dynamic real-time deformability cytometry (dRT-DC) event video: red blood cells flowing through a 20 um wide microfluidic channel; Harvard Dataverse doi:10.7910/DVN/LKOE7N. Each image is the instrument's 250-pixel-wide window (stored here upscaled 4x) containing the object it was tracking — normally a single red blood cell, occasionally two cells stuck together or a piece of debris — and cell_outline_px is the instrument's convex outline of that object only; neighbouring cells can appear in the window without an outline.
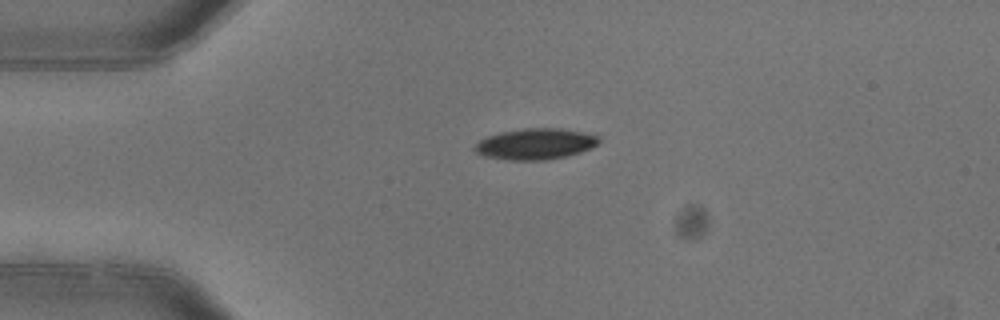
{"species": "common noctule bat (a hibernating species)", "species_latin": "Nyctalus noctula", "temperature_condition": "warm", "stored_images_in_passage": 2, "camera_frame_rate_fps": 3000, "um_per_image_px": 0.085, "animal": {"sex": "female"}, "frame": {"image": 1, "passage_image": 1, "time_ms": 0.0, "image_size_px": [1000, 320], "cell_outline_px": [[600, 144], [580, 152], [568, 156], [544, 160], [508, 160], [484, 156], [476, 152], [472, 148], [480, 140], [488, 136], [500, 132], [524, 128], [560, 128], [600, 136]], "centroid_in_image_um": [45.52, 12.24], "position_along_channel_um": 39.5, "area_um2": 22.48}}